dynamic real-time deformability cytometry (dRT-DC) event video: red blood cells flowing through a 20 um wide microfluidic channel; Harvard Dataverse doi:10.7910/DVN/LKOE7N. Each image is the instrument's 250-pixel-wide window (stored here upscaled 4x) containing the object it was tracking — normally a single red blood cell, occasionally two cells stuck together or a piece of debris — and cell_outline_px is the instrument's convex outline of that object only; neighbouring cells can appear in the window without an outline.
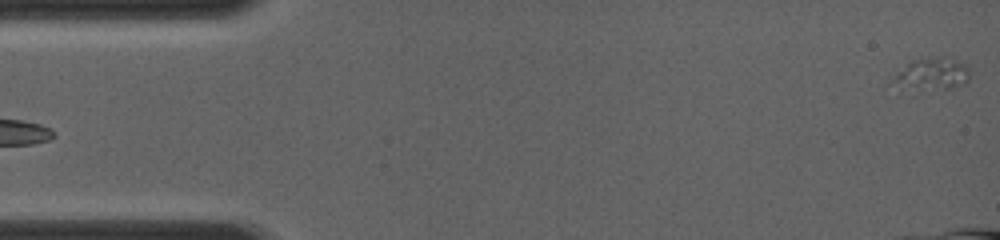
{"species": "common noctule bat (a hibernating species)", "species_latin": "Nyctalus noctula", "temperature_condition": "room temperature", "stored_images_in_passage": 15, "camera_frame_rate_fps": 4000, "um_per_image_px": 0.085, "animal": {"sex": "female", "body_mass_g": 19.0, "forearm_length_mm": 56.7}, "frame": {"image": 1, "passage_image": 1, "time_ms": 0.0, "image_size_px": [1000, 240], "cell_outline_px": [[968, 80], [964, 84], [948, 88], [912, 96], [896, 96], [888, 84], [896, 72], [912, 60], [952, 56], [964, 64], [968, 68]], "centroid_in_image_um": [78.94, 6.47], "position_along_channel_um": 6.1, "area_um2": 16.53}}
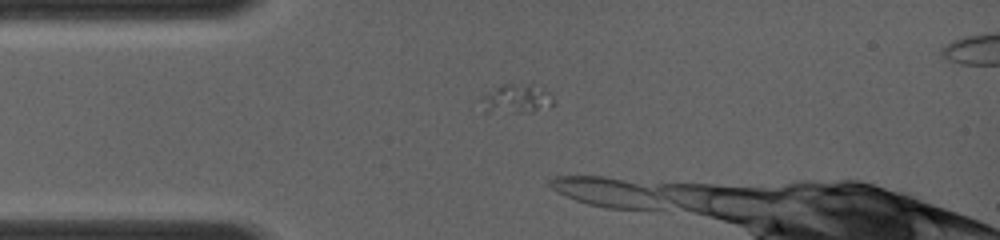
{"frame": {"image": 2, "passage_image": 14, "time_ms": 3.25, "image_size_px": [1000, 240], "cell_outline_px": [[556, 104], [532, 112], [484, 112], [484, 96], [496, 88], [504, 84], [532, 84], [548, 92], [556, 100]], "centroid_in_image_um": [44.0, 8.41], "position_along_channel_um": 41.0, "area_um2": 11.91}}